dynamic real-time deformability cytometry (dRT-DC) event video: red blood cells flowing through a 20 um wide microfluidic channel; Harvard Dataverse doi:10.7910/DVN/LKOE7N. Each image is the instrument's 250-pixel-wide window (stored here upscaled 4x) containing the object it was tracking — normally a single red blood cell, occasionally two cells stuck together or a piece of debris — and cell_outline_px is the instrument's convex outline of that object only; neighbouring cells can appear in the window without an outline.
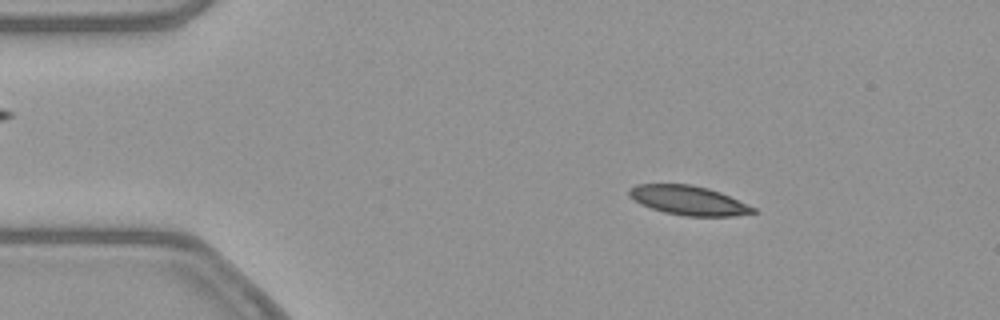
{"species": "common noctule bat (a hibernating species)", "species_latin": "Nyctalus noctula", "temperature_condition": "warm", "stored_images_in_passage": 53, "camera_frame_rate_fps": 3000, "um_per_image_px": 0.085, "animal": {"sex": "female", "body_mass_g": 21.9}, "frame": {"image": 1, "passage_image": 8, "time_ms": 2.333, "image_size_px": [1000, 320], "cell_outline_px": [[756, 212], [736, 216], [684, 216], [664, 212], [640, 204], [628, 196], [628, 188], [636, 184], [692, 184], [708, 188], [720, 192], [756, 208]], "centroid_in_image_um": [58.49, 17.03], "position_along_channel_um": 26.5, "area_um2": 21.21}}
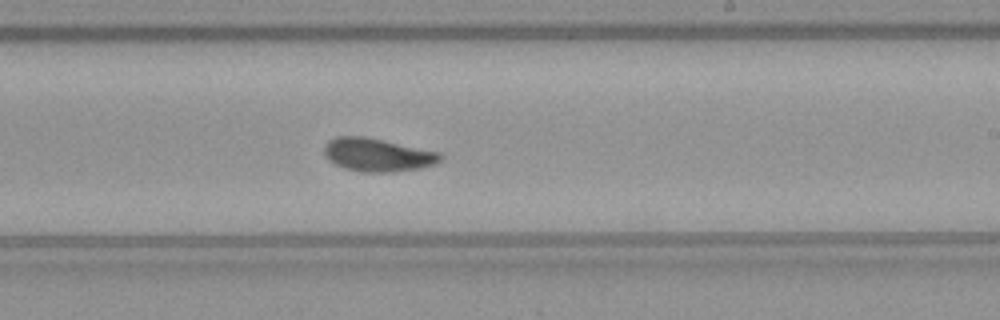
{"frame": {"image": 2, "passage_image": 31, "time_ms": 10.0, "image_size_px": [1000, 320], "cell_outline_px": [[444, 156], [436, 164], [420, 168], [392, 172], [360, 172], [344, 168], [328, 160], [324, 156], [324, 144], [328, 140], [336, 136], [364, 136], [384, 140], [440, 152]], "centroid_in_image_um": [32.07, 13.16], "position_along_channel_um": 256.9, "area_um2": 22.72}}
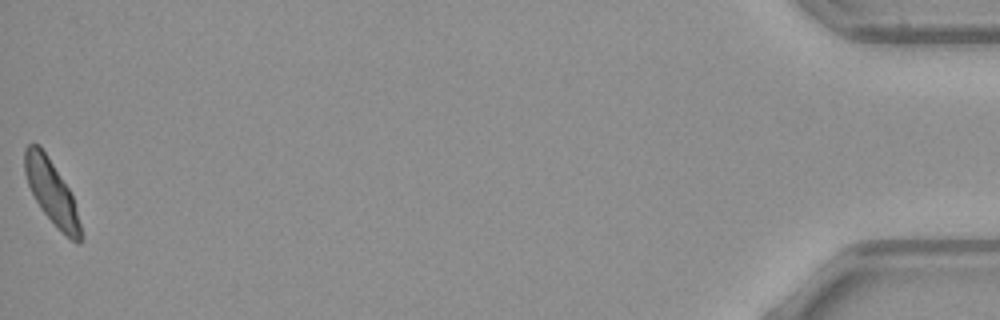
{"frame": {"image": 3, "passage_image": 53, "time_ms": 17.333, "image_size_px": [1000, 320], "cell_outline_px": [[84, 236], [80, 244], [76, 244], [40, 208], [28, 184], [24, 172], [24, 148], [28, 144], [40, 144], [68, 188], [72, 196]], "centroid_in_image_um": [4.38, 16.31], "position_along_channel_um": 430.8, "area_um2": 20.35}, "authors_computed_cell_mechanics": {"area_um2": 21.675, "velocity_mm_per_s": 3.8237, "shape_relaxation_time_tau1_ms": 4.8801, "shape_relaxation_time_tau2_ms": 5.0668, "deformation_change_tau1": 0.1271, "deformation_change_tau2": 0.0962}}